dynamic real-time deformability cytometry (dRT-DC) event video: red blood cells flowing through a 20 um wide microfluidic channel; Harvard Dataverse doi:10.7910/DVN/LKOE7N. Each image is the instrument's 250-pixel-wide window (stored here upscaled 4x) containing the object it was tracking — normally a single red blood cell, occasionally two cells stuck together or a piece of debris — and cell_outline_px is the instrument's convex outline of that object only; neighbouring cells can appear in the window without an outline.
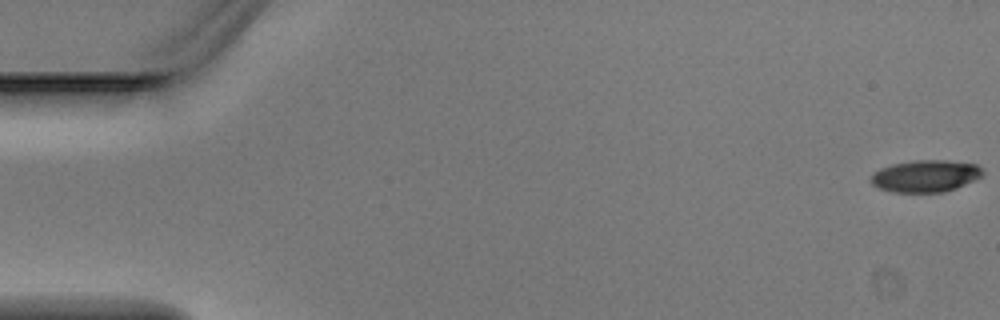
{"species": "Egyptian fruit bat (a non-hibernating species)", "species_latin": "Rousettus aegyptiacus", "temperature_condition": "warm", "stored_images_in_passage": 5, "camera_frame_rate_fps": 3000, "um_per_image_px": 0.085, "animal": {"sex": "male"}, "frame": {"image": 1, "passage_image": 1, "time_ms": 0.0, "image_size_px": [1000, 320], "cell_outline_px": [[984, 172], [980, 176], [956, 188], [944, 192], [892, 192], [876, 188], [868, 180], [872, 172], [880, 168], [892, 164], [916, 160], [948, 160], [976, 164], [984, 168]], "centroid_in_image_um": [78.61, 14.96], "position_along_channel_um": 6.4, "area_um2": 21.04}}
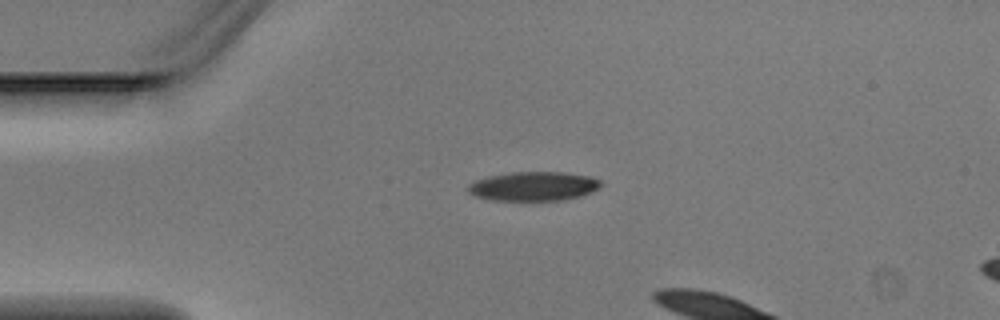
{"frame": {"image": 2, "passage_image": 4, "time_ms": 1.0, "image_size_px": [1000, 320], "cell_outline_px": [[604, 184], [600, 188], [592, 192], [580, 196], [564, 200], [492, 200], [476, 196], [468, 192], [468, 184], [476, 180], [488, 176], [512, 172], [564, 172], [592, 176], [600, 180]], "centroid_in_image_um": [45.41, 15.82], "position_along_channel_um": 39.6, "area_um2": 22.72}}